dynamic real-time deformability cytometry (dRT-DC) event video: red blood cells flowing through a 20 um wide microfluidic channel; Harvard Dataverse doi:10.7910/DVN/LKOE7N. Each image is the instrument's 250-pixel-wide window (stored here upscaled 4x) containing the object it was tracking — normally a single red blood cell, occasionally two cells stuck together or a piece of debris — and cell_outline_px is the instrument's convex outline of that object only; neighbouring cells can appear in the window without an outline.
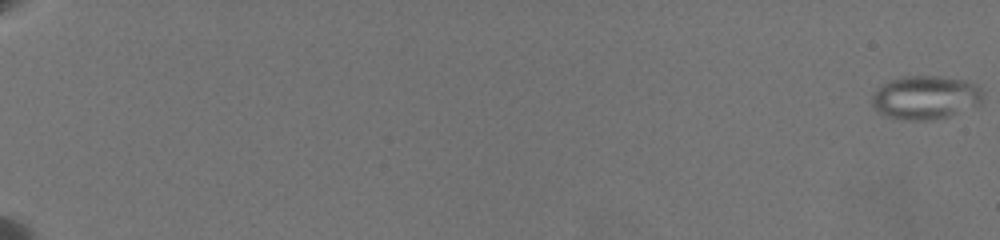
{"species": "common noctule bat (a hibernating species)", "species_latin": "Nyctalus noctula", "temperature_condition": "warm", "stored_images_in_passage": 5, "camera_frame_rate_fps": 3000, "um_per_image_px": 0.085, "animal": {"sex": "female", "body_mass_g": 19.5, "forearm_length_mm": 54.1}, "frame": {"image": 1, "passage_image": 1, "time_ms": 0.0, "image_size_px": [1000, 240], "cell_outline_px": [[984, 92], [980, 104], [948, 116], [932, 120], [904, 120], [880, 116], [876, 112], [872, 104], [872, 96], [876, 88], [880, 84], [888, 80], [904, 76], [936, 76], [964, 80], [976, 84]], "centroid_in_image_um": [78.6, 8.29], "position_along_channel_um": 6.4, "area_um2": 28.61}}